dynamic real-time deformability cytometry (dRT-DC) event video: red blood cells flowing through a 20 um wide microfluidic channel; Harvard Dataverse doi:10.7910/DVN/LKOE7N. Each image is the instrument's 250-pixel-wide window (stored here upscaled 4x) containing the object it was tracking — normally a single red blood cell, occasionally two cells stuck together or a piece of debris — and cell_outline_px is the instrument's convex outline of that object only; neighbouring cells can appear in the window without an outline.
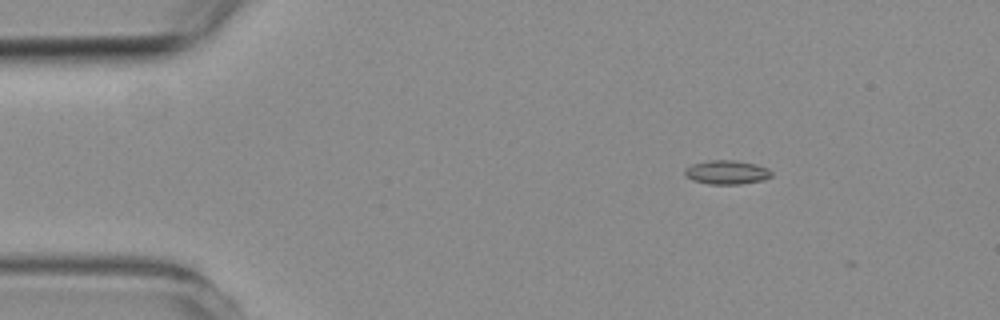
{"species": "common noctule bat (a hibernating species)", "species_latin": "Nyctalus noctula", "temperature_condition": "room temperature", "stored_images_in_passage": 3, "camera_frame_rate_fps": 3000, "um_per_image_px": 0.085, "animal": {"sex": "female", "body_mass_g": 19.3, "forearm_length_mm": 54.1}, "frame": {"image": 1, "passage_image": 1, "time_ms": 0.0, "image_size_px": [1000, 320], "cell_outline_px": [[772, 176], [764, 180], [740, 184], [708, 184], [692, 180], [684, 176], [684, 172], [692, 164], [708, 160], [732, 160], [756, 164], [768, 168], [772, 172]], "centroid_in_image_um": [61.78, 14.65], "position_along_channel_um": 23.2, "area_um2": 12.14}}